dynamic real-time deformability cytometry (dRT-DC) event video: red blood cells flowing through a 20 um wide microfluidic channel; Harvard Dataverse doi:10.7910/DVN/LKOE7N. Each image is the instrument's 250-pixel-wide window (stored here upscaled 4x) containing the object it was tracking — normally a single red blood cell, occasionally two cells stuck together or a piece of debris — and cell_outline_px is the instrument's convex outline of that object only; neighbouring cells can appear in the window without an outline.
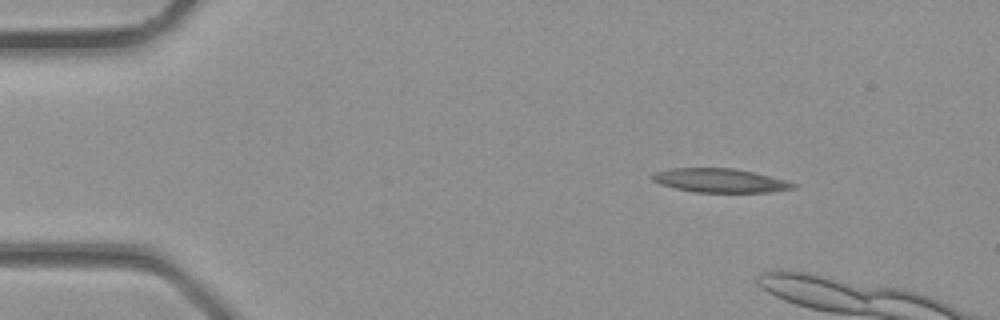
{"species": "common noctule bat (a hibernating species)", "species_latin": "Nyctalus noctula", "temperature_condition": "room temperature", "stored_images_in_passage": 10, "camera_frame_rate_fps": 3000, "um_per_image_px": 0.085, "animal": {"sex": "male", "body_mass_g": 23.1, "forearm_length_mm": 52.7}, "frame": {"image": 1, "passage_image": 4, "time_ms": 1.0, "image_size_px": [1000, 320], "cell_outline_px": [[796, 188], [768, 192], [692, 192], [660, 184], [652, 180], [652, 176], [656, 172], [668, 168], [732, 168], [756, 172], [788, 180], [796, 184]], "centroid_in_image_um": [61.24, 15.34], "position_along_channel_um": 23.8, "area_um2": 19.71}}